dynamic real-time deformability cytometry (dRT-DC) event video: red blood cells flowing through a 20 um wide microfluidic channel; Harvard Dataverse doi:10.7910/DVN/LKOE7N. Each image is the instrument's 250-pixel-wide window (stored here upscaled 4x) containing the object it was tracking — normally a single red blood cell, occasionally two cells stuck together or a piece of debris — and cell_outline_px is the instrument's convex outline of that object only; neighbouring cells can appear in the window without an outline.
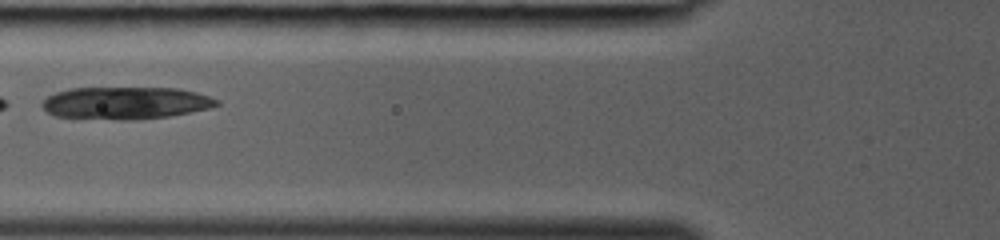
{"species": "common noctule bat (a hibernating species)", "species_latin": "Nyctalus noctula", "temperature_condition": "room temperature", "stored_images_in_passage": 31, "camera_frame_rate_fps": 3000, "um_per_image_px": 0.085, "animal": {"sex": "female", "body_mass_g": 19.0, "forearm_length_mm": 53.3}, "frame": {"image": 1, "passage_image": 10, "time_ms": 3.0, "image_size_px": [1000, 240], "cell_outline_px": [[220, 104], [212, 108], [168, 116], [136, 120], [120, 120], [56, 116], [48, 112], [40, 104], [48, 96], [56, 92], [72, 88], [180, 88], [196, 92], [220, 100]], "centroid_in_image_um": [10.71, 8.75], "position_along_channel_um": 115.1, "area_um2": 32.95}}
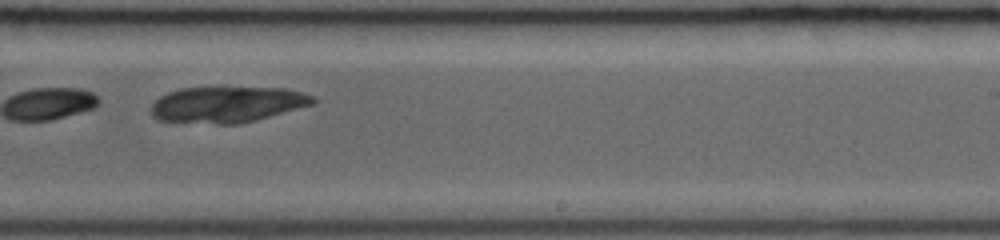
{"frame": {"image": 2, "passage_image": 19, "time_ms": 6.0, "image_size_px": [1000, 240], "cell_outline_px": [[316, 104], [256, 120], [240, 124], [216, 124], [156, 120], [152, 116], [152, 104], [160, 96], [168, 92], [180, 88], [220, 84], [284, 88], [304, 92], [312, 96], [316, 100]], "centroid_in_image_um": [19.34, 8.82], "position_along_channel_um": 269.7, "area_um2": 35.55}}
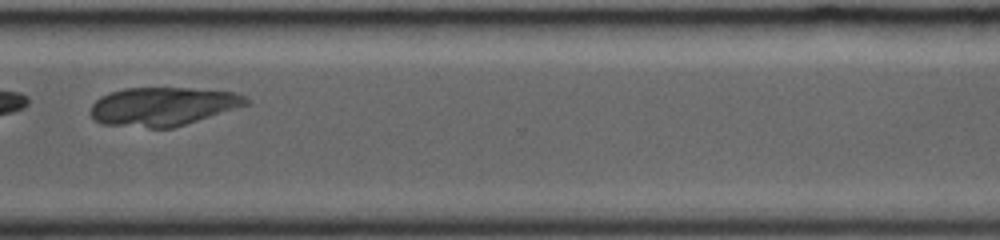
{"frame": {"image": 3, "passage_image": 24, "time_ms": 7.667, "image_size_px": [1000, 240], "cell_outline_px": [[252, 104], [172, 128], [148, 128], [100, 124], [88, 112], [92, 104], [100, 96], [124, 88], [188, 88], [232, 92], [244, 96], [252, 100]], "centroid_in_image_um": [13.85, 9.05], "position_along_channel_um": 356.8, "area_um2": 35.2}}